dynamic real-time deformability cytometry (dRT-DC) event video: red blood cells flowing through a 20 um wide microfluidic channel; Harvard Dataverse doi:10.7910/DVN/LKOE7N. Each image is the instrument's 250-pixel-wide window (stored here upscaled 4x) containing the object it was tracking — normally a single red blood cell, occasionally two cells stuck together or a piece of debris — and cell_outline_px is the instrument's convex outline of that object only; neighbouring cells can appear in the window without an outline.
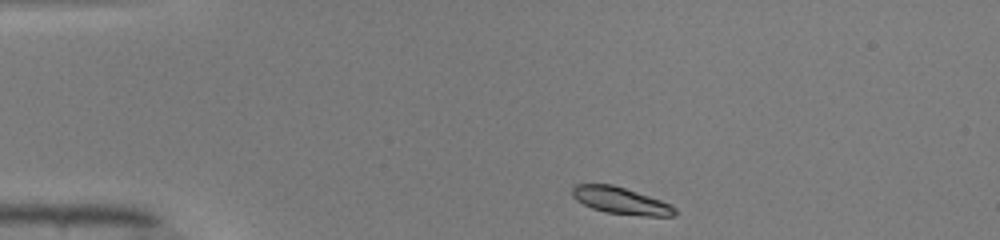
{"species": "common noctule bat (a hibernating species)", "species_latin": "Nyctalus noctula", "temperature_condition": "warm", "stored_images_in_passage": 41, "camera_frame_rate_fps": 3000, "um_per_image_px": 0.085, "animal": {"sex": "male", "body_mass_g": 19.0, "forearm_length_mm": 50.8}, "frame": {"image": 1, "passage_image": 1, "time_ms": 0.0, "image_size_px": [1000, 240], "cell_outline_px": [[676, 216], [644, 216], [604, 212], [592, 208], [576, 200], [572, 196], [572, 188], [576, 184], [612, 184], [672, 204], [676, 208]], "centroid_in_image_um": [52.78, 17.06], "position_along_channel_um": 32.2, "area_um2": 16.01}}
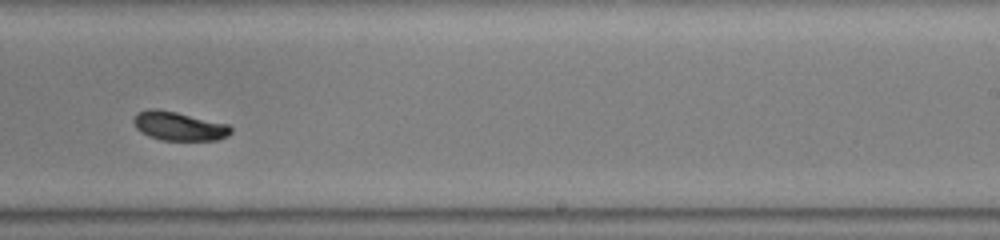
{"frame": {"image": 2, "passage_image": 23, "time_ms": 7.333, "image_size_px": [1000, 240], "cell_outline_px": [[232, 132], [228, 136], [216, 140], [160, 140], [148, 136], [140, 132], [136, 128], [132, 120], [136, 112], [152, 108], [156, 108], [176, 112], [228, 124], [232, 128]], "centroid_in_image_um": [15.17, 10.72], "position_along_channel_um": 273.8, "area_um2": 16.47}}
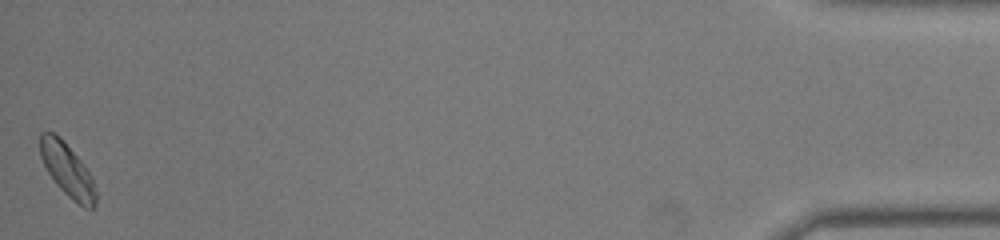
{"frame": {"image": 3, "passage_image": 41, "time_ms": 13.333, "image_size_px": [1000, 240], "cell_outline_px": [[96, 204], [92, 208], [84, 208], [72, 200], [56, 184], [48, 172], [40, 156], [40, 132], [56, 132], [64, 140], [84, 164], [92, 176], [96, 192]], "centroid_in_image_um": [5.73, 14.43], "position_along_channel_um": 429.5, "area_um2": 17.4}, "authors_computed_cell_mechanics": {"area_um2": 16.5308, "velocity_mm_per_s": 4.0661, "shape_relaxation_time_tau1_ms": 1.5973, "shape_relaxation_time_tau2_ms": null, "deformation_change_tau1": 0.1024, "deformation_change_tau2": null}}